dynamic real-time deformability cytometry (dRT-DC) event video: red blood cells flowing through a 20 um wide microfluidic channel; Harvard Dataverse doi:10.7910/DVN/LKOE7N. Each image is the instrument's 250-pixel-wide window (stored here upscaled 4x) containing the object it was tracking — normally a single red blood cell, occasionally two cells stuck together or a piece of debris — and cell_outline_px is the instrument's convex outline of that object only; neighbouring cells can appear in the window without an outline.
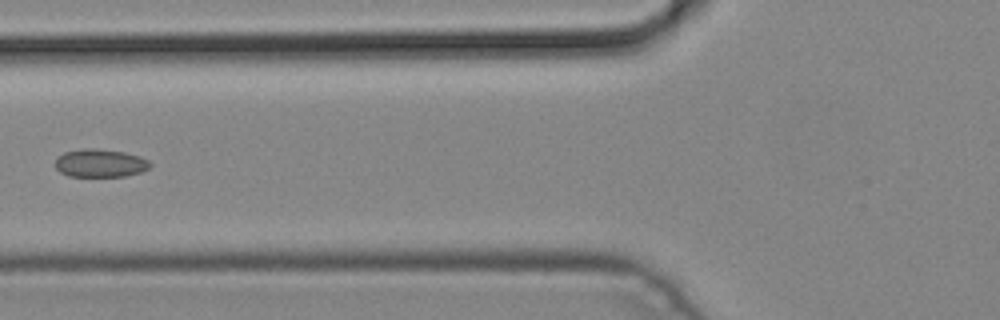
{"species": "common noctule bat (a hibernating species)", "species_latin": "Nyctalus noctula", "temperature_condition": "cold", "stored_images_in_passage": 4, "camera_frame_rate_fps": 3000, "um_per_image_px": 0.085, "animal": {"sex": "male", "body_mass_g": 19.2, "forearm_length_mm": 51.8}, "frame": {"image": 1, "passage_image": 4, "time_ms": 1.0, "image_size_px": [1000, 320], "cell_outline_px": [[152, 164], [148, 168], [140, 172], [124, 176], [68, 176], [60, 172], [56, 168], [56, 156], [64, 152], [84, 148], [96, 148], [124, 152], [140, 156], [148, 160]], "centroid_in_image_um": [8.5, 13.85], "position_along_channel_um": 117.3, "area_um2": 15.55}}